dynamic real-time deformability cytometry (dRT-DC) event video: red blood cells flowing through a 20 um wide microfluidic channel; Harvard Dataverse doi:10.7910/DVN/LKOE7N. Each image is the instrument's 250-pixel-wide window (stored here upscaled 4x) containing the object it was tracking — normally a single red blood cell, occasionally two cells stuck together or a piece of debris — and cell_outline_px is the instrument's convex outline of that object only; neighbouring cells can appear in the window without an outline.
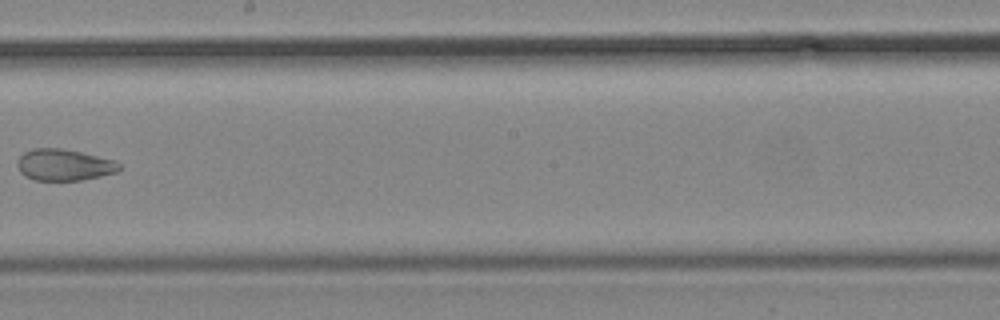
{"species": "common noctule bat (a hibernating species)", "species_latin": "Nyctalus noctula", "temperature_condition": "cold", "stored_images_in_passage": 16, "camera_frame_rate_fps": 3000, "um_per_image_px": 0.085, "animal": {"sex": "male", "body_mass_g": 19.2, "forearm_length_mm": 51.8}, "frame": {"image": 1, "passage_image": 10, "time_ms": 12.333, "image_size_px": [1000, 320], "cell_outline_px": [[120, 168], [116, 172], [100, 176], [80, 180], [32, 180], [24, 176], [20, 172], [16, 164], [16, 160], [24, 152], [32, 148], [60, 148], [80, 152], [116, 160], [120, 164]], "centroid_in_image_um": [5.4, 14.01], "position_along_channel_um": 242.8, "area_um2": 18.79}}
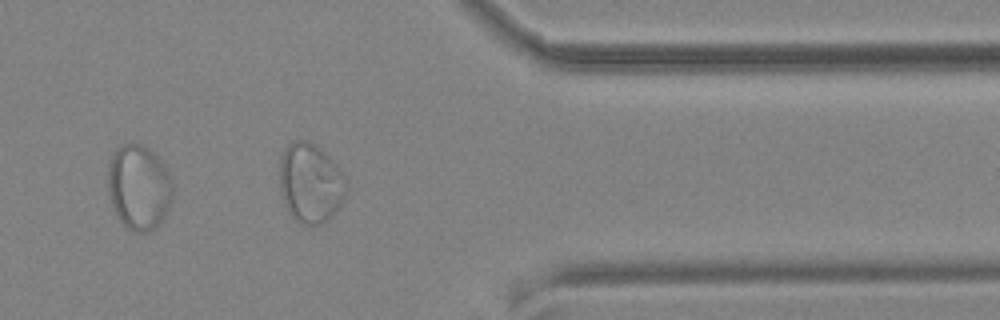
{"frame": {"image": 2, "passage_image": 14, "time_ms": 17.0, "image_size_px": [1000, 320], "cell_outline_px": [[172, 196], [168, 208], [164, 216], [156, 228], [148, 232], [136, 232], [128, 228], [120, 220], [112, 208], [108, 188], [108, 164], [116, 148], [120, 144], [140, 144], [148, 148], [164, 164], [172, 180]], "centroid_in_image_um": [11.79, 15.92], "position_along_channel_um": 399.6, "area_um2": 32.08}}